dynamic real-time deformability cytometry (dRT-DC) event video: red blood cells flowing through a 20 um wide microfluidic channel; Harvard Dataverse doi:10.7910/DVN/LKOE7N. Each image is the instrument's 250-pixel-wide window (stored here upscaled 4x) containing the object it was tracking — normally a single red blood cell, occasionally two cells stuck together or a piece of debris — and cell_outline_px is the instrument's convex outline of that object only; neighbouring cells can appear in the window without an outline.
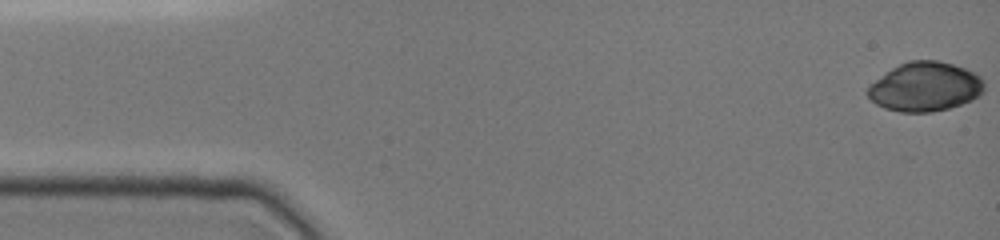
{"species": "common noctule bat (a hibernating species)", "species_latin": "Nyctalus noctula", "temperature_condition": "cold", "stored_images_in_passage": 55, "camera_frame_rate_fps": 3000, "um_per_image_px": 0.085, "animal": {"sex": "female", "body_mass_g": 19.0, "forearm_length_mm": 51.5}, "frame": {"image": 1, "passage_image": 1, "time_ms": 0.0, "image_size_px": [1000, 240], "cell_outline_px": [[984, 92], [980, 96], [972, 100], [948, 108], [932, 112], [900, 112], [884, 108], [876, 104], [868, 96], [868, 88], [884, 72], [908, 60], [940, 60], [976, 72], [984, 80]], "centroid_in_image_um": [78.67, 7.37], "position_along_channel_um": 6.3, "area_um2": 33.52}}